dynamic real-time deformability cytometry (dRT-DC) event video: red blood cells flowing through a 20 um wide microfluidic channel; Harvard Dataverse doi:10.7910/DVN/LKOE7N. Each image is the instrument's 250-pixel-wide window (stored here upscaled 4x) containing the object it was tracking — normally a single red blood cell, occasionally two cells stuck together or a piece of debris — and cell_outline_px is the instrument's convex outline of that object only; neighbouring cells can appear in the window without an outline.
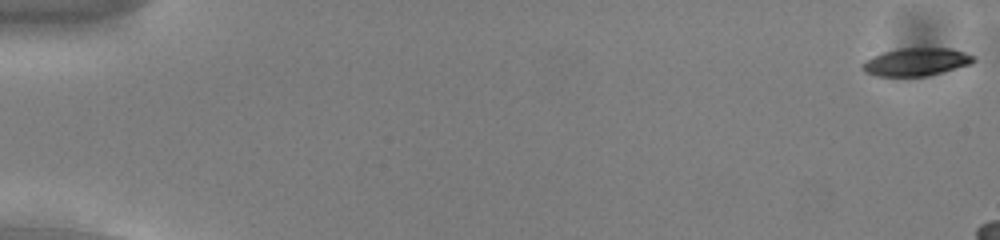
{"species": "common noctule bat (a hibernating species)", "species_latin": "Nyctalus noctula", "temperature_condition": "cold", "stored_images_in_passage": 1, "camera_frame_rate_fps": 3000, "um_per_image_px": 0.085, "animal": {"sex": "male", "body_mass_g": 13.0, "forearm_length_mm": 53.1}, "frame": {"image": 1, "passage_image": 1, "time_ms": 0.0, "image_size_px": [1000, 240], "cell_outline_px": [[980, 60], [972, 64], [928, 76], [876, 76], [864, 72], [860, 68], [860, 64], [864, 60], [872, 56], [884, 52], [900, 48], [952, 48], [976, 56]], "centroid_in_image_um": [77.9, 5.26], "position_along_channel_um": 7.1, "area_um2": 18.5}}